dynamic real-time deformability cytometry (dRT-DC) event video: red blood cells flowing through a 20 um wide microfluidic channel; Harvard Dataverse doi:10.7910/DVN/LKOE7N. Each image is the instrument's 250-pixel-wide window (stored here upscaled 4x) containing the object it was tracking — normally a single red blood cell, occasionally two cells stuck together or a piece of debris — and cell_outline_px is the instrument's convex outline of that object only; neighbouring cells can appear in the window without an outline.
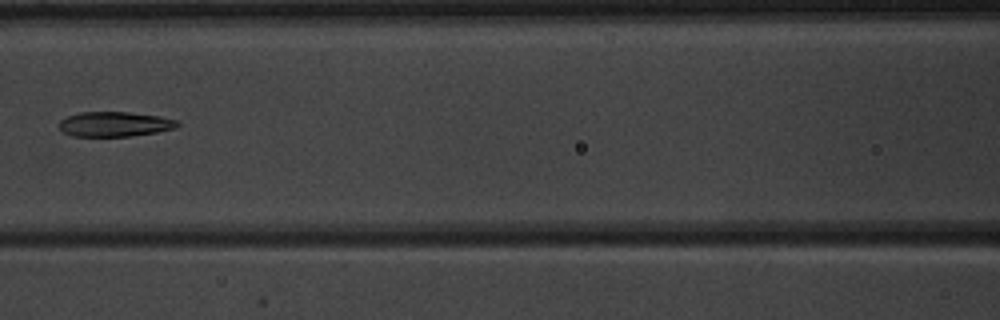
{"species": "common noctule bat (a hibernating species)", "species_latin": "Nyctalus noctula", "temperature_condition": "warm", "stored_images_in_passage": 5, "camera_frame_rate_fps": 3000, "um_per_image_px": 0.085, "animal": {"sex": "male", "body_mass_g": 20.1, "forearm_length_mm": 53.5}, "frame": {"image": 1, "passage_image": 4, "time_ms": 3.333, "image_size_px": [1000, 320], "cell_outline_px": [[180, 124], [176, 128], [156, 132], [132, 136], [72, 136], [60, 132], [60, 120], [68, 116], [80, 112], [128, 112], [160, 116], [180, 120]], "centroid_in_image_um": [9.77, 10.55], "position_along_channel_um": 156.8, "area_um2": 17.28}}